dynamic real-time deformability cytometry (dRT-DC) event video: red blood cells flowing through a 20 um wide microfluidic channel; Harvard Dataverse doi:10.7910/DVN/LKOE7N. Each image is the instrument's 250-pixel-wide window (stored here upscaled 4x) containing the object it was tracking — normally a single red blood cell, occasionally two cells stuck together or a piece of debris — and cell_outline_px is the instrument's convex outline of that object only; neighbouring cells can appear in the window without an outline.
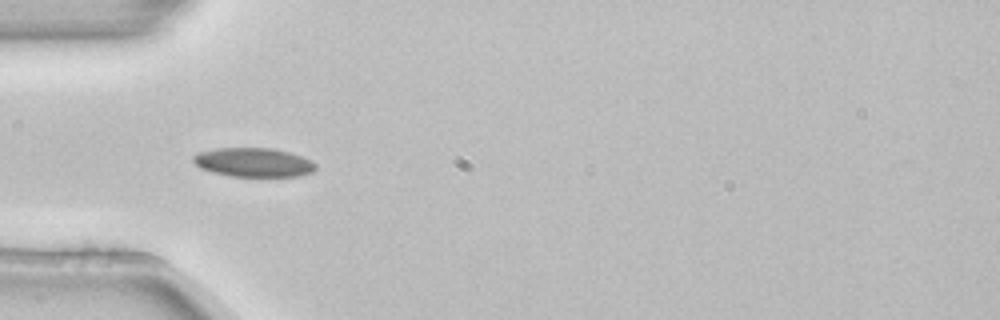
{"species": "common noctule bat (a hibernating species)", "species_latin": "Nyctalus noctula", "temperature_condition": "room temperature", "stored_images_in_passage": 5, "camera_frame_rate_fps": 3000, "um_per_image_px": 0.085, "animal": {"sex": "female", "body_mass_g": 22.7, "forearm_length_mm": 54.2}, "frame": {"image": 1, "passage_image": 4, "time_ms": 1.0, "image_size_px": [1000, 320], "cell_outline_px": [[316, 168], [312, 172], [296, 176], [232, 176], [212, 172], [200, 168], [192, 160], [192, 156], [200, 152], [216, 148], [272, 148], [288, 152], [312, 160], [316, 164]], "centroid_in_image_um": [21.54, 13.8], "position_along_channel_um": 63.5, "area_um2": 20.58}}